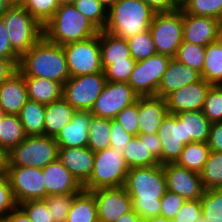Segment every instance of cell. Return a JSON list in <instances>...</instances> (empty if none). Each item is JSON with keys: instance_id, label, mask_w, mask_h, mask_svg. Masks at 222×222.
I'll use <instances>...</instances> for the list:
<instances>
[{"instance_id": "1", "label": "cell", "mask_w": 222, "mask_h": 222, "mask_svg": "<svg viewBox=\"0 0 222 222\" xmlns=\"http://www.w3.org/2000/svg\"><path fill=\"white\" fill-rule=\"evenodd\" d=\"M123 187L132 200L133 211L139 216L152 218L160 215V199L167 191L161 164L129 168Z\"/></svg>"}, {"instance_id": "2", "label": "cell", "mask_w": 222, "mask_h": 222, "mask_svg": "<svg viewBox=\"0 0 222 222\" xmlns=\"http://www.w3.org/2000/svg\"><path fill=\"white\" fill-rule=\"evenodd\" d=\"M24 77H38L64 84L70 74L63 47L44 36L21 58L17 67Z\"/></svg>"}, {"instance_id": "3", "label": "cell", "mask_w": 222, "mask_h": 222, "mask_svg": "<svg viewBox=\"0 0 222 222\" xmlns=\"http://www.w3.org/2000/svg\"><path fill=\"white\" fill-rule=\"evenodd\" d=\"M99 31L72 4L60 5L43 28L44 37L61 46L87 40L99 34Z\"/></svg>"}, {"instance_id": "4", "label": "cell", "mask_w": 222, "mask_h": 222, "mask_svg": "<svg viewBox=\"0 0 222 222\" xmlns=\"http://www.w3.org/2000/svg\"><path fill=\"white\" fill-rule=\"evenodd\" d=\"M154 14L141 0H118L107 12L104 31L127 40L148 30Z\"/></svg>"}, {"instance_id": "5", "label": "cell", "mask_w": 222, "mask_h": 222, "mask_svg": "<svg viewBox=\"0 0 222 222\" xmlns=\"http://www.w3.org/2000/svg\"><path fill=\"white\" fill-rule=\"evenodd\" d=\"M1 18L11 48L20 58L44 36V27L21 5L12 6Z\"/></svg>"}, {"instance_id": "6", "label": "cell", "mask_w": 222, "mask_h": 222, "mask_svg": "<svg viewBox=\"0 0 222 222\" xmlns=\"http://www.w3.org/2000/svg\"><path fill=\"white\" fill-rule=\"evenodd\" d=\"M129 167L123 153L112 147L94 153V168L83 190L92 191L100 188L124 186Z\"/></svg>"}, {"instance_id": "7", "label": "cell", "mask_w": 222, "mask_h": 222, "mask_svg": "<svg viewBox=\"0 0 222 222\" xmlns=\"http://www.w3.org/2000/svg\"><path fill=\"white\" fill-rule=\"evenodd\" d=\"M58 152L59 147L55 137L46 135L27 136L9 152V166L43 169L58 159Z\"/></svg>"}, {"instance_id": "8", "label": "cell", "mask_w": 222, "mask_h": 222, "mask_svg": "<svg viewBox=\"0 0 222 222\" xmlns=\"http://www.w3.org/2000/svg\"><path fill=\"white\" fill-rule=\"evenodd\" d=\"M149 30L157 54L175 58L183 42V12L179 8L169 13L154 14Z\"/></svg>"}, {"instance_id": "9", "label": "cell", "mask_w": 222, "mask_h": 222, "mask_svg": "<svg viewBox=\"0 0 222 222\" xmlns=\"http://www.w3.org/2000/svg\"><path fill=\"white\" fill-rule=\"evenodd\" d=\"M62 47L66 55L70 77L103 72L99 34Z\"/></svg>"}, {"instance_id": "10", "label": "cell", "mask_w": 222, "mask_h": 222, "mask_svg": "<svg viewBox=\"0 0 222 222\" xmlns=\"http://www.w3.org/2000/svg\"><path fill=\"white\" fill-rule=\"evenodd\" d=\"M106 82L104 72L70 77L63 84V99L76 111H90Z\"/></svg>"}, {"instance_id": "11", "label": "cell", "mask_w": 222, "mask_h": 222, "mask_svg": "<svg viewBox=\"0 0 222 222\" xmlns=\"http://www.w3.org/2000/svg\"><path fill=\"white\" fill-rule=\"evenodd\" d=\"M170 59L168 56L156 53L136 62L128 84L138 96H157V89Z\"/></svg>"}, {"instance_id": "12", "label": "cell", "mask_w": 222, "mask_h": 222, "mask_svg": "<svg viewBox=\"0 0 222 222\" xmlns=\"http://www.w3.org/2000/svg\"><path fill=\"white\" fill-rule=\"evenodd\" d=\"M7 177L17 205L27 200L46 198L42 169L36 167L9 166Z\"/></svg>"}, {"instance_id": "13", "label": "cell", "mask_w": 222, "mask_h": 222, "mask_svg": "<svg viewBox=\"0 0 222 222\" xmlns=\"http://www.w3.org/2000/svg\"><path fill=\"white\" fill-rule=\"evenodd\" d=\"M138 97L128 83L107 81L90 112L97 117L114 119L125 107L136 102Z\"/></svg>"}, {"instance_id": "14", "label": "cell", "mask_w": 222, "mask_h": 222, "mask_svg": "<svg viewBox=\"0 0 222 222\" xmlns=\"http://www.w3.org/2000/svg\"><path fill=\"white\" fill-rule=\"evenodd\" d=\"M91 192L95 198L98 220L101 222H115L133 210L132 200L123 186L100 188Z\"/></svg>"}, {"instance_id": "15", "label": "cell", "mask_w": 222, "mask_h": 222, "mask_svg": "<svg viewBox=\"0 0 222 222\" xmlns=\"http://www.w3.org/2000/svg\"><path fill=\"white\" fill-rule=\"evenodd\" d=\"M167 190L179 194L186 200L200 199L204 192L200 174L176 163L162 164Z\"/></svg>"}, {"instance_id": "16", "label": "cell", "mask_w": 222, "mask_h": 222, "mask_svg": "<svg viewBox=\"0 0 222 222\" xmlns=\"http://www.w3.org/2000/svg\"><path fill=\"white\" fill-rule=\"evenodd\" d=\"M212 85L204 79L173 91L165 100L168 112L177 114L184 111H202L206 94Z\"/></svg>"}, {"instance_id": "17", "label": "cell", "mask_w": 222, "mask_h": 222, "mask_svg": "<svg viewBox=\"0 0 222 222\" xmlns=\"http://www.w3.org/2000/svg\"><path fill=\"white\" fill-rule=\"evenodd\" d=\"M158 136L162 144L161 165L175 163L185 147L183 122L175 114L168 113L159 127Z\"/></svg>"}, {"instance_id": "18", "label": "cell", "mask_w": 222, "mask_h": 222, "mask_svg": "<svg viewBox=\"0 0 222 222\" xmlns=\"http://www.w3.org/2000/svg\"><path fill=\"white\" fill-rule=\"evenodd\" d=\"M221 26L218 19L183 13V41L206 47L216 42Z\"/></svg>"}, {"instance_id": "19", "label": "cell", "mask_w": 222, "mask_h": 222, "mask_svg": "<svg viewBox=\"0 0 222 222\" xmlns=\"http://www.w3.org/2000/svg\"><path fill=\"white\" fill-rule=\"evenodd\" d=\"M58 160L83 186L94 168V152L86 147L59 148Z\"/></svg>"}, {"instance_id": "20", "label": "cell", "mask_w": 222, "mask_h": 222, "mask_svg": "<svg viewBox=\"0 0 222 222\" xmlns=\"http://www.w3.org/2000/svg\"><path fill=\"white\" fill-rule=\"evenodd\" d=\"M46 197L48 195H64L79 193L83 186L57 159L42 169Z\"/></svg>"}, {"instance_id": "21", "label": "cell", "mask_w": 222, "mask_h": 222, "mask_svg": "<svg viewBox=\"0 0 222 222\" xmlns=\"http://www.w3.org/2000/svg\"><path fill=\"white\" fill-rule=\"evenodd\" d=\"M168 113L164 98L158 96H139V134H158L159 127Z\"/></svg>"}, {"instance_id": "22", "label": "cell", "mask_w": 222, "mask_h": 222, "mask_svg": "<svg viewBox=\"0 0 222 222\" xmlns=\"http://www.w3.org/2000/svg\"><path fill=\"white\" fill-rule=\"evenodd\" d=\"M201 78V74L197 70L171 58L157 89V96L165 99L173 91L199 81Z\"/></svg>"}, {"instance_id": "23", "label": "cell", "mask_w": 222, "mask_h": 222, "mask_svg": "<svg viewBox=\"0 0 222 222\" xmlns=\"http://www.w3.org/2000/svg\"><path fill=\"white\" fill-rule=\"evenodd\" d=\"M28 99L24 76L18 70L0 84V110L4 114L18 115Z\"/></svg>"}, {"instance_id": "24", "label": "cell", "mask_w": 222, "mask_h": 222, "mask_svg": "<svg viewBox=\"0 0 222 222\" xmlns=\"http://www.w3.org/2000/svg\"><path fill=\"white\" fill-rule=\"evenodd\" d=\"M91 116L90 111H75L71 121L55 137L58 147H86Z\"/></svg>"}, {"instance_id": "25", "label": "cell", "mask_w": 222, "mask_h": 222, "mask_svg": "<svg viewBox=\"0 0 222 222\" xmlns=\"http://www.w3.org/2000/svg\"><path fill=\"white\" fill-rule=\"evenodd\" d=\"M175 115L183 122L185 144L191 142H208L212 123L202 111H184Z\"/></svg>"}, {"instance_id": "26", "label": "cell", "mask_w": 222, "mask_h": 222, "mask_svg": "<svg viewBox=\"0 0 222 222\" xmlns=\"http://www.w3.org/2000/svg\"><path fill=\"white\" fill-rule=\"evenodd\" d=\"M28 98L42 104H50L63 98V84L54 80L24 77Z\"/></svg>"}, {"instance_id": "27", "label": "cell", "mask_w": 222, "mask_h": 222, "mask_svg": "<svg viewBox=\"0 0 222 222\" xmlns=\"http://www.w3.org/2000/svg\"><path fill=\"white\" fill-rule=\"evenodd\" d=\"M101 64L104 69L114 62L127 61L131 57L126 39L116 37L104 30L99 31Z\"/></svg>"}, {"instance_id": "28", "label": "cell", "mask_w": 222, "mask_h": 222, "mask_svg": "<svg viewBox=\"0 0 222 222\" xmlns=\"http://www.w3.org/2000/svg\"><path fill=\"white\" fill-rule=\"evenodd\" d=\"M75 111L63 98L47 104L44 114V135L56 137L61 129L71 121Z\"/></svg>"}, {"instance_id": "29", "label": "cell", "mask_w": 222, "mask_h": 222, "mask_svg": "<svg viewBox=\"0 0 222 222\" xmlns=\"http://www.w3.org/2000/svg\"><path fill=\"white\" fill-rule=\"evenodd\" d=\"M123 157L129 168L151 167L159 165V161L148 151L145 145V134H138L124 147Z\"/></svg>"}, {"instance_id": "30", "label": "cell", "mask_w": 222, "mask_h": 222, "mask_svg": "<svg viewBox=\"0 0 222 222\" xmlns=\"http://www.w3.org/2000/svg\"><path fill=\"white\" fill-rule=\"evenodd\" d=\"M98 214L94 195L82 190L74 198L69 208L66 222H97Z\"/></svg>"}, {"instance_id": "31", "label": "cell", "mask_w": 222, "mask_h": 222, "mask_svg": "<svg viewBox=\"0 0 222 222\" xmlns=\"http://www.w3.org/2000/svg\"><path fill=\"white\" fill-rule=\"evenodd\" d=\"M46 105L28 99L18 116L27 136L44 135Z\"/></svg>"}, {"instance_id": "32", "label": "cell", "mask_w": 222, "mask_h": 222, "mask_svg": "<svg viewBox=\"0 0 222 222\" xmlns=\"http://www.w3.org/2000/svg\"><path fill=\"white\" fill-rule=\"evenodd\" d=\"M210 154V148L207 143L191 142L185 144L176 164L198 174L204 168Z\"/></svg>"}, {"instance_id": "33", "label": "cell", "mask_w": 222, "mask_h": 222, "mask_svg": "<svg viewBox=\"0 0 222 222\" xmlns=\"http://www.w3.org/2000/svg\"><path fill=\"white\" fill-rule=\"evenodd\" d=\"M26 137L19 116L4 114L0 121V147L10 152Z\"/></svg>"}, {"instance_id": "34", "label": "cell", "mask_w": 222, "mask_h": 222, "mask_svg": "<svg viewBox=\"0 0 222 222\" xmlns=\"http://www.w3.org/2000/svg\"><path fill=\"white\" fill-rule=\"evenodd\" d=\"M202 79L211 85H222V46L217 42L206 46Z\"/></svg>"}, {"instance_id": "35", "label": "cell", "mask_w": 222, "mask_h": 222, "mask_svg": "<svg viewBox=\"0 0 222 222\" xmlns=\"http://www.w3.org/2000/svg\"><path fill=\"white\" fill-rule=\"evenodd\" d=\"M111 119L92 115L87 147L94 153L110 147Z\"/></svg>"}, {"instance_id": "36", "label": "cell", "mask_w": 222, "mask_h": 222, "mask_svg": "<svg viewBox=\"0 0 222 222\" xmlns=\"http://www.w3.org/2000/svg\"><path fill=\"white\" fill-rule=\"evenodd\" d=\"M200 177L205 190L222 188V152L210 151Z\"/></svg>"}, {"instance_id": "37", "label": "cell", "mask_w": 222, "mask_h": 222, "mask_svg": "<svg viewBox=\"0 0 222 222\" xmlns=\"http://www.w3.org/2000/svg\"><path fill=\"white\" fill-rule=\"evenodd\" d=\"M180 9L183 13L208 16L222 22V0H183Z\"/></svg>"}, {"instance_id": "38", "label": "cell", "mask_w": 222, "mask_h": 222, "mask_svg": "<svg viewBox=\"0 0 222 222\" xmlns=\"http://www.w3.org/2000/svg\"><path fill=\"white\" fill-rule=\"evenodd\" d=\"M72 5L100 31L104 30L108 11L99 0H76Z\"/></svg>"}, {"instance_id": "39", "label": "cell", "mask_w": 222, "mask_h": 222, "mask_svg": "<svg viewBox=\"0 0 222 222\" xmlns=\"http://www.w3.org/2000/svg\"><path fill=\"white\" fill-rule=\"evenodd\" d=\"M205 51L206 47L204 46L183 41L178 48L175 59L201 73L204 67Z\"/></svg>"}, {"instance_id": "40", "label": "cell", "mask_w": 222, "mask_h": 222, "mask_svg": "<svg viewBox=\"0 0 222 222\" xmlns=\"http://www.w3.org/2000/svg\"><path fill=\"white\" fill-rule=\"evenodd\" d=\"M21 6L44 27L60 4L58 0H22Z\"/></svg>"}, {"instance_id": "41", "label": "cell", "mask_w": 222, "mask_h": 222, "mask_svg": "<svg viewBox=\"0 0 222 222\" xmlns=\"http://www.w3.org/2000/svg\"><path fill=\"white\" fill-rule=\"evenodd\" d=\"M200 200L202 215L208 222H222V188L204 190Z\"/></svg>"}, {"instance_id": "42", "label": "cell", "mask_w": 222, "mask_h": 222, "mask_svg": "<svg viewBox=\"0 0 222 222\" xmlns=\"http://www.w3.org/2000/svg\"><path fill=\"white\" fill-rule=\"evenodd\" d=\"M131 57L136 61L147 59L156 54L150 30L127 39Z\"/></svg>"}, {"instance_id": "43", "label": "cell", "mask_w": 222, "mask_h": 222, "mask_svg": "<svg viewBox=\"0 0 222 222\" xmlns=\"http://www.w3.org/2000/svg\"><path fill=\"white\" fill-rule=\"evenodd\" d=\"M78 193L64 195H48L45 199L53 222H66L69 208Z\"/></svg>"}, {"instance_id": "44", "label": "cell", "mask_w": 222, "mask_h": 222, "mask_svg": "<svg viewBox=\"0 0 222 222\" xmlns=\"http://www.w3.org/2000/svg\"><path fill=\"white\" fill-rule=\"evenodd\" d=\"M202 112L211 123L222 122V85L210 87Z\"/></svg>"}, {"instance_id": "45", "label": "cell", "mask_w": 222, "mask_h": 222, "mask_svg": "<svg viewBox=\"0 0 222 222\" xmlns=\"http://www.w3.org/2000/svg\"><path fill=\"white\" fill-rule=\"evenodd\" d=\"M136 62L135 59L130 57L127 61L114 62L112 65H107L103 69L106 80L110 82L128 83Z\"/></svg>"}, {"instance_id": "46", "label": "cell", "mask_w": 222, "mask_h": 222, "mask_svg": "<svg viewBox=\"0 0 222 222\" xmlns=\"http://www.w3.org/2000/svg\"><path fill=\"white\" fill-rule=\"evenodd\" d=\"M32 222H53L46 202L43 199L27 200L18 205Z\"/></svg>"}, {"instance_id": "47", "label": "cell", "mask_w": 222, "mask_h": 222, "mask_svg": "<svg viewBox=\"0 0 222 222\" xmlns=\"http://www.w3.org/2000/svg\"><path fill=\"white\" fill-rule=\"evenodd\" d=\"M114 120L120 123L125 131L133 136H137L139 134L138 99L136 102L119 112Z\"/></svg>"}, {"instance_id": "48", "label": "cell", "mask_w": 222, "mask_h": 222, "mask_svg": "<svg viewBox=\"0 0 222 222\" xmlns=\"http://www.w3.org/2000/svg\"><path fill=\"white\" fill-rule=\"evenodd\" d=\"M160 201V216H163L167 219H173L177 215L182 205L185 203L186 199L175 192L167 190Z\"/></svg>"}, {"instance_id": "49", "label": "cell", "mask_w": 222, "mask_h": 222, "mask_svg": "<svg viewBox=\"0 0 222 222\" xmlns=\"http://www.w3.org/2000/svg\"><path fill=\"white\" fill-rule=\"evenodd\" d=\"M17 206L7 175L0 176V220Z\"/></svg>"}, {"instance_id": "50", "label": "cell", "mask_w": 222, "mask_h": 222, "mask_svg": "<svg viewBox=\"0 0 222 222\" xmlns=\"http://www.w3.org/2000/svg\"><path fill=\"white\" fill-rule=\"evenodd\" d=\"M200 215H202L201 200H186L172 220L173 222H196Z\"/></svg>"}, {"instance_id": "51", "label": "cell", "mask_w": 222, "mask_h": 222, "mask_svg": "<svg viewBox=\"0 0 222 222\" xmlns=\"http://www.w3.org/2000/svg\"><path fill=\"white\" fill-rule=\"evenodd\" d=\"M132 137L133 135L125 131L120 123L111 119L110 147L123 153L125 145L129 143Z\"/></svg>"}, {"instance_id": "52", "label": "cell", "mask_w": 222, "mask_h": 222, "mask_svg": "<svg viewBox=\"0 0 222 222\" xmlns=\"http://www.w3.org/2000/svg\"><path fill=\"white\" fill-rule=\"evenodd\" d=\"M0 59L20 60V57L12 50L4 22L0 17Z\"/></svg>"}, {"instance_id": "53", "label": "cell", "mask_w": 222, "mask_h": 222, "mask_svg": "<svg viewBox=\"0 0 222 222\" xmlns=\"http://www.w3.org/2000/svg\"><path fill=\"white\" fill-rule=\"evenodd\" d=\"M155 13H169L180 8L176 0H141Z\"/></svg>"}, {"instance_id": "54", "label": "cell", "mask_w": 222, "mask_h": 222, "mask_svg": "<svg viewBox=\"0 0 222 222\" xmlns=\"http://www.w3.org/2000/svg\"><path fill=\"white\" fill-rule=\"evenodd\" d=\"M207 144L210 151L222 152V122H214L211 124Z\"/></svg>"}, {"instance_id": "55", "label": "cell", "mask_w": 222, "mask_h": 222, "mask_svg": "<svg viewBox=\"0 0 222 222\" xmlns=\"http://www.w3.org/2000/svg\"><path fill=\"white\" fill-rule=\"evenodd\" d=\"M145 145L147 146L148 151L159 161L161 164V150L162 144L159 140L158 134H145Z\"/></svg>"}, {"instance_id": "56", "label": "cell", "mask_w": 222, "mask_h": 222, "mask_svg": "<svg viewBox=\"0 0 222 222\" xmlns=\"http://www.w3.org/2000/svg\"><path fill=\"white\" fill-rule=\"evenodd\" d=\"M19 61L0 59V84L17 71Z\"/></svg>"}, {"instance_id": "57", "label": "cell", "mask_w": 222, "mask_h": 222, "mask_svg": "<svg viewBox=\"0 0 222 222\" xmlns=\"http://www.w3.org/2000/svg\"><path fill=\"white\" fill-rule=\"evenodd\" d=\"M5 220L7 222H32L18 205L7 214Z\"/></svg>"}, {"instance_id": "58", "label": "cell", "mask_w": 222, "mask_h": 222, "mask_svg": "<svg viewBox=\"0 0 222 222\" xmlns=\"http://www.w3.org/2000/svg\"><path fill=\"white\" fill-rule=\"evenodd\" d=\"M9 167V152L0 147V176L7 175Z\"/></svg>"}, {"instance_id": "59", "label": "cell", "mask_w": 222, "mask_h": 222, "mask_svg": "<svg viewBox=\"0 0 222 222\" xmlns=\"http://www.w3.org/2000/svg\"><path fill=\"white\" fill-rule=\"evenodd\" d=\"M139 215L135 211H131L122 215L117 221L115 222H136Z\"/></svg>"}, {"instance_id": "60", "label": "cell", "mask_w": 222, "mask_h": 222, "mask_svg": "<svg viewBox=\"0 0 222 222\" xmlns=\"http://www.w3.org/2000/svg\"><path fill=\"white\" fill-rule=\"evenodd\" d=\"M13 5L7 0H0V17L6 13Z\"/></svg>"}, {"instance_id": "61", "label": "cell", "mask_w": 222, "mask_h": 222, "mask_svg": "<svg viewBox=\"0 0 222 222\" xmlns=\"http://www.w3.org/2000/svg\"><path fill=\"white\" fill-rule=\"evenodd\" d=\"M108 11L118 0H99Z\"/></svg>"}, {"instance_id": "62", "label": "cell", "mask_w": 222, "mask_h": 222, "mask_svg": "<svg viewBox=\"0 0 222 222\" xmlns=\"http://www.w3.org/2000/svg\"><path fill=\"white\" fill-rule=\"evenodd\" d=\"M149 219H150V222H173L172 219H167V218L160 216V215L149 218Z\"/></svg>"}, {"instance_id": "63", "label": "cell", "mask_w": 222, "mask_h": 222, "mask_svg": "<svg viewBox=\"0 0 222 222\" xmlns=\"http://www.w3.org/2000/svg\"><path fill=\"white\" fill-rule=\"evenodd\" d=\"M216 42L222 46V26H221V28L218 30Z\"/></svg>"}, {"instance_id": "64", "label": "cell", "mask_w": 222, "mask_h": 222, "mask_svg": "<svg viewBox=\"0 0 222 222\" xmlns=\"http://www.w3.org/2000/svg\"><path fill=\"white\" fill-rule=\"evenodd\" d=\"M76 0H58L60 5L73 4Z\"/></svg>"}, {"instance_id": "65", "label": "cell", "mask_w": 222, "mask_h": 222, "mask_svg": "<svg viewBox=\"0 0 222 222\" xmlns=\"http://www.w3.org/2000/svg\"><path fill=\"white\" fill-rule=\"evenodd\" d=\"M8 2H10L13 6H18L21 5L22 0H7Z\"/></svg>"}, {"instance_id": "66", "label": "cell", "mask_w": 222, "mask_h": 222, "mask_svg": "<svg viewBox=\"0 0 222 222\" xmlns=\"http://www.w3.org/2000/svg\"><path fill=\"white\" fill-rule=\"evenodd\" d=\"M136 222H150V219L139 216Z\"/></svg>"}, {"instance_id": "67", "label": "cell", "mask_w": 222, "mask_h": 222, "mask_svg": "<svg viewBox=\"0 0 222 222\" xmlns=\"http://www.w3.org/2000/svg\"><path fill=\"white\" fill-rule=\"evenodd\" d=\"M196 222H208V220L203 215H200Z\"/></svg>"}, {"instance_id": "68", "label": "cell", "mask_w": 222, "mask_h": 222, "mask_svg": "<svg viewBox=\"0 0 222 222\" xmlns=\"http://www.w3.org/2000/svg\"><path fill=\"white\" fill-rule=\"evenodd\" d=\"M3 115H4V113L0 110V121H1V119L3 117Z\"/></svg>"}, {"instance_id": "69", "label": "cell", "mask_w": 222, "mask_h": 222, "mask_svg": "<svg viewBox=\"0 0 222 222\" xmlns=\"http://www.w3.org/2000/svg\"><path fill=\"white\" fill-rule=\"evenodd\" d=\"M0 222H7L5 219H1Z\"/></svg>"}, {"instance_id": "70", "label": "cell", "mask_w": 222, "mask_h": 222, "mask_svg": "<svg viewBox=\"0 0 222 222\" xmlns=\"http://www.w3.org/2000/svg\"><path fill=\"white\" fill-rule=\"evenodd\" d=\"M179 4L183 1V0H176Z\"/></svg>"}]
</instances>
